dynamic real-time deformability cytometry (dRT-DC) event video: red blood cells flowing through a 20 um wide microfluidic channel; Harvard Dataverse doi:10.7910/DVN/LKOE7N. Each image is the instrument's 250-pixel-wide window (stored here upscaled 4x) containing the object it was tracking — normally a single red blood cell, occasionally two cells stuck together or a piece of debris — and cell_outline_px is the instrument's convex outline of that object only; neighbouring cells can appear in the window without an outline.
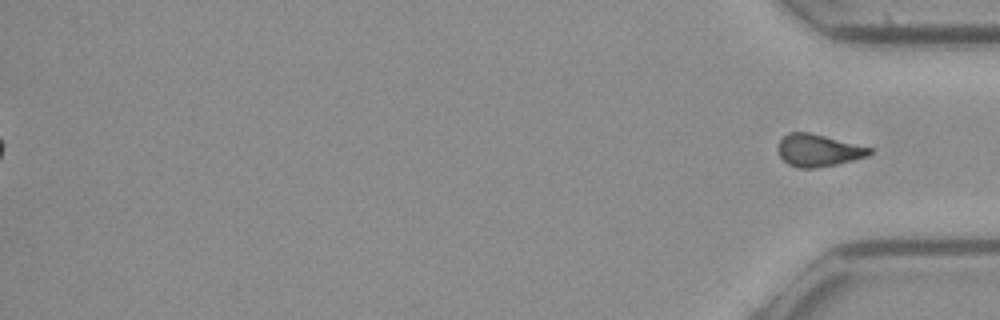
{"species": "common noctule bat (a hibernating species)", "species_latin": "Nyctalus noctula", "temperature_condition": "cold", "stored_images_in_passage": 52, "segment_of_instrument_passage": [2, 2], "camera_frame_rate_fps": 3000, "um_per_image_px": 0.085, "animal": {"sex": "female", "body_mass_g": 21.9}, "frame": {"image": 1, "passage_image": 52, "time_ms": 17.0, "image_size_px": [1000, 320], "cell_outline_px": [[872, 152], [868, 156], [836, 164], [816, 168], [800, 168], [788, 164], [780, 156], [780, 140], [788, 132], [808, 132], [872, 148]], "centroid_in_image_um": [69.57, 12.78], "position_along_channel_um": 365.6, "area_um2": 16.82}}